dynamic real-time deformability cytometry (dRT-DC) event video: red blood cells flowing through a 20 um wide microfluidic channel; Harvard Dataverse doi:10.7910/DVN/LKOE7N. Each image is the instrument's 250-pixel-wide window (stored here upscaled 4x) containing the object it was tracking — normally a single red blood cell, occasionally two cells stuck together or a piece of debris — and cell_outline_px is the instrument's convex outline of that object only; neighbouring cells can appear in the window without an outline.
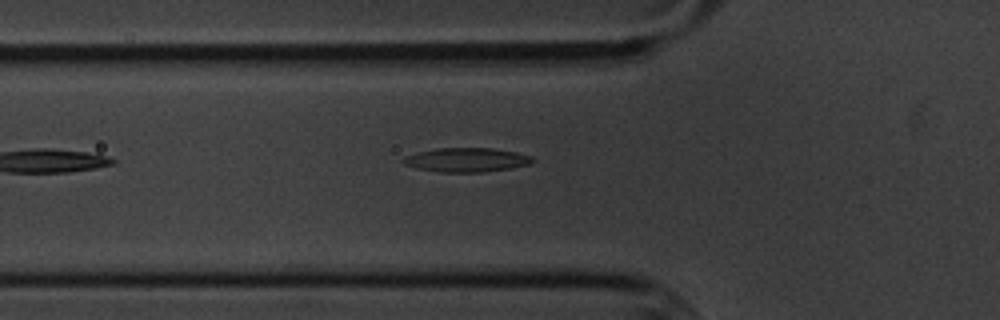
{"species": "common noctule bat (a hibernating species)", "species_latin": "Nyctalus noctula", "temperature_condition": "cold", "stored_images_in_passage": 6, "camera_frame_rate_fps": 3000, "um_per_image_px": 0.085, "animal": {"sex": "male", "body_mass_g": 20.1, "forearm_length_mm": 53.5}, "frame": {"image": 1, "passage_image": 6, "time_ms": 6.0, "image_size_px": [1000, 320], "cell_outline_px": [[536, 160], [528, 164], [512, 168], [484, 172], [440, 172], [416, 168], [404, 164], [400, 160], [408, 156], [420, 152], [436, 148], [492, 148], [516, 152], [532, 156]], "centroid_in_image_um": [39.69, 13.59], "position_along_channel_um": 86.1, "area_um2": 18.09}}